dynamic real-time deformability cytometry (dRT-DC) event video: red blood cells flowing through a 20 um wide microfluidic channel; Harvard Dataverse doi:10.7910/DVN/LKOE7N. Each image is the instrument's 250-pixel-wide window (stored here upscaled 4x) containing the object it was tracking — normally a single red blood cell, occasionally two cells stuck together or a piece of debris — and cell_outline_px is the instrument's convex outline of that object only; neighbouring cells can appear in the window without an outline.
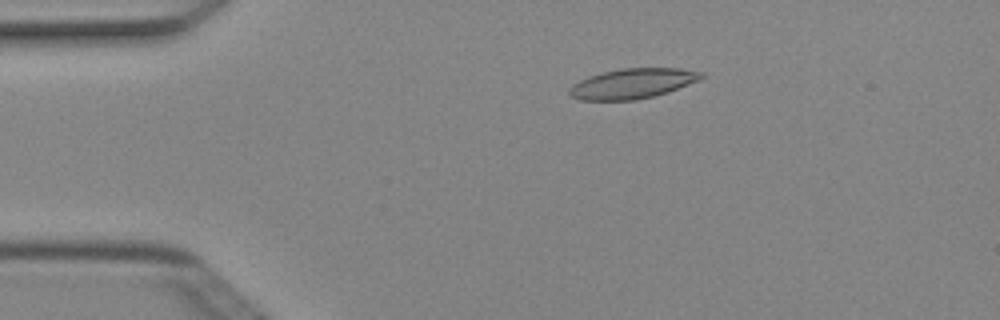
{"species": "Egyptian fruit bat (a non-hibernating species)", "species_latin": "Rousettus aegyptiacus", "temperature_condition": "cold", "stored_images_in_passage": 5, "camera_frame_rate_fps": 3000, "um_per_image_px": 0.085, "animal": {"sex": "female"}, "frame": {"image": 1, "passage_image": 2, "time_ms": 0.333, "image_size_px": [1000, 320], "cell_outline_px": [[704, 76], [700, 80], [668, 92], [636, 100], [580, 100], [572, 96], [568, 92], [568, 88], [572, 84], [588, 76], [620, 68], [680, 68], [704, 72]], "centroid_in_image_um": [53.77, 7.09], "position_along_channel_um": 31.2, "area_um2": 23.18}}
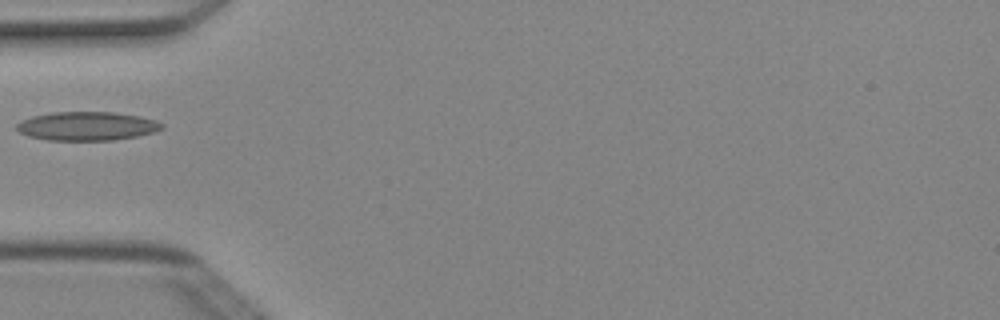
{"frame": {"image": 2, "passage_image": 4, "time_ms": 1.0, "image_size_px": [1000, 320], "cell_outline_px": [[164, 128], [156, 132], [136, 136], [112, 140], [48, 140], [28, 136], [20, 132], [16, 128], [16, 124], [20, 120], [32, 116], [52, 112], [112, 112], [140, 116], [156, 120], [164, 124]], "centroid_in_image_um": [7.4, 10.71], "position_along_channel_um": 77.6, "area_um2": 24.45}}
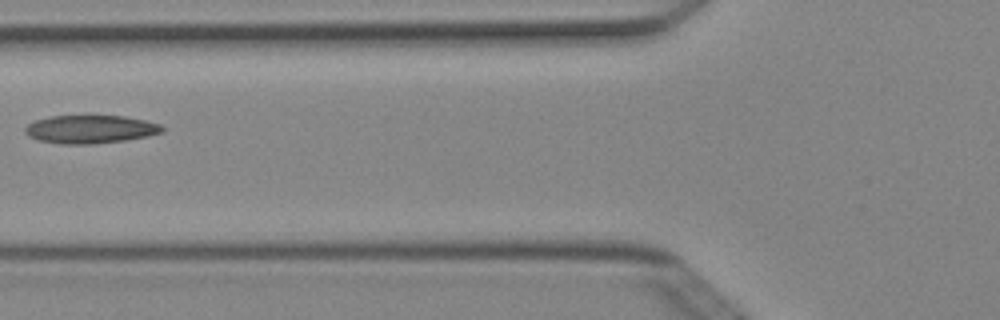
{"frame": {"image": 3, "passage_image": 5, "time_ms": 1.333, "image_size_px": [1000, 320], "cell_outline_px": [[164, 132], [148, 136], [124, 140], [92, 144], [60, 144], [40, 140], [28, 136], [24, 132], [24, 128], [28, 124], [36, 120], [48, 116], [124, 116], [144, 120], [160, 124], [164, 128]], "centroid_in_image_um": [7.67, 10.99], "position_along_channel_um": 118.1, "area_um2": 22.48}}